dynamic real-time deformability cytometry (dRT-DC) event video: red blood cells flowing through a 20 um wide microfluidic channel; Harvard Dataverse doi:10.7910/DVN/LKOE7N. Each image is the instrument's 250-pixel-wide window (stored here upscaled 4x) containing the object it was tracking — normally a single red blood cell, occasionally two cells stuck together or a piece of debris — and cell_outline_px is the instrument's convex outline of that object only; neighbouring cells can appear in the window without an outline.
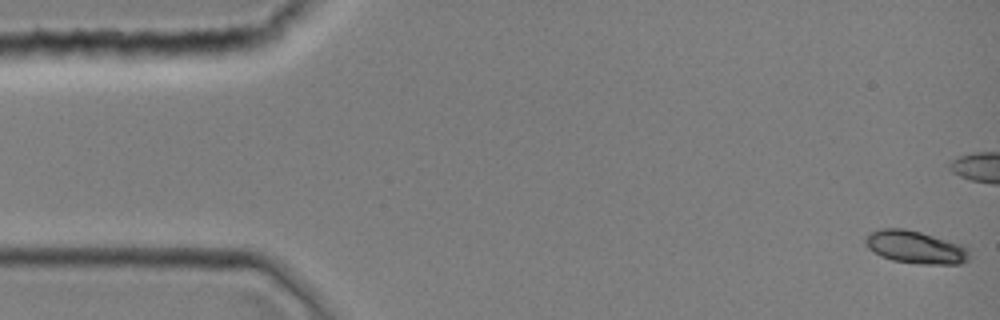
{"species": "common noctule bat (a hibernating species)", "species_latin": "Nyctalus noctula", "temperature_condition": "room temperature", "stored_images_in_passage": 45, "camera_frame_rate_fps": 3000, "um_per_image_px": 0.085, "animal": {"sex": "female", "body_mass_g": 19.0, "forearm_length_mm": 51.5}, "frame": {"image": 1, "passage_image": 1, "time_ms": 0.0, "image_size_px": [1000, 320], "cell_outline_px": [[968, 260], [960, 264], [920, 264], [892, 260], [880, 256], [868, 248], [864, 240], [868, 232], [880, 228], [904, 228], [920, 232], [960, 244], [968, 248]], "centroid_in_image_um": [77.77, 21.0], "position_along_channel_um": 7.2, "area_um2": 19.83}}
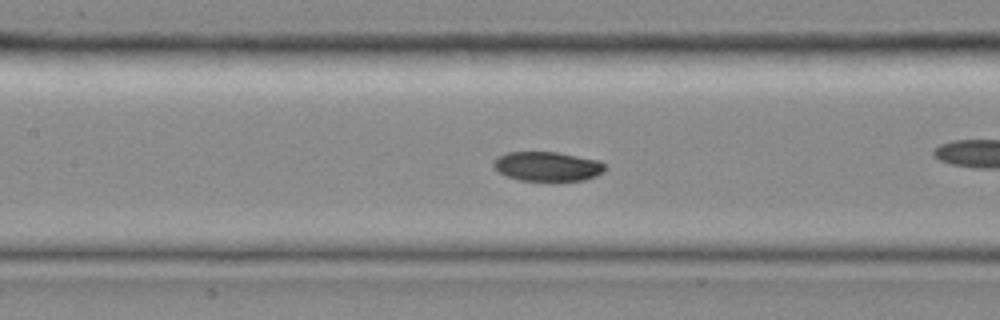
{"frame": {"image": 2, "passage_image": 20, "time_ms": 6.333, "image_size_px": [1000, 320], "cell_outline_px": [[608, 168], [604, 172], [596, 176], [584, 180], [560, 184], [556, 184], [520, 180], [508, 176], [500, 172], [492, 164], [492, 160], [496, 156], [508, 152], [556, 152], [600, 160]], "centroid_in_image_um": [46.58, 14.19], "position_along_channel_um": 160.8, "area_um2": 20.11}}
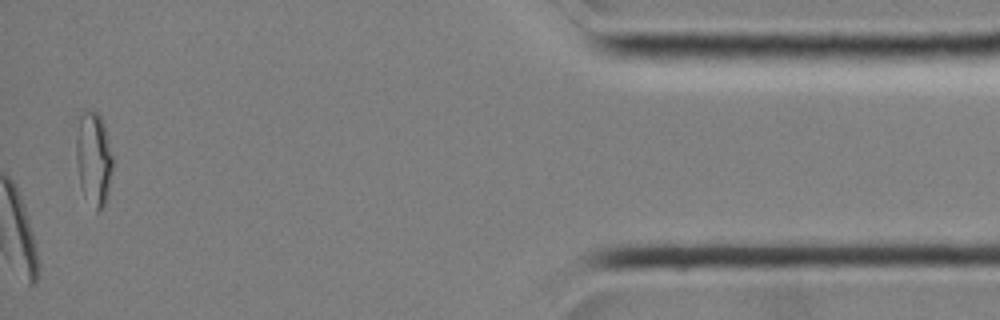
{"frame": {"image": 3, "passage_image": 45, "time_ms": 14.667, "image_size_px": [1000, 320], "cell_outline_px": [[112, 168], [108, 192], [104, 208], [100, 212], [96, 212], [84, 196], [80, 188], [76, 160], [76, 136], [80, 116], [84, 108], [96, 112], [100, 116], [104, 124], [112, 156]], "centroid_in_image_um": [7.94, 13.52], "position_along_channel_um": 427.3, "area_um2": 20.17}}